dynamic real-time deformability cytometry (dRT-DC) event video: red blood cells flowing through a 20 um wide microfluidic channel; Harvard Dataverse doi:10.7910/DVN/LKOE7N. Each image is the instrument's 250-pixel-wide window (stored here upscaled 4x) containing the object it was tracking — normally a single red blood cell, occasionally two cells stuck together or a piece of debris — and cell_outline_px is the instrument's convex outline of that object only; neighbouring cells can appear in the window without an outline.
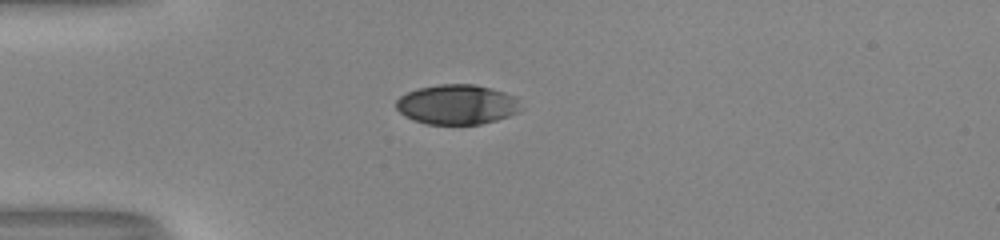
{"species": "human", "species_latin": "Homo sapiens", "temperature_condition": "room temperature", "stored_images_in_passage": 39, "camera_frame_rate_fps": 3000, "um_per_image_px": 0.085, "donor": {"sex": "male"}, "frame": {"image": 1, "passage_image": 1, "time_ms": 0.0, "image_size_px": [1000, 240], "cell_outline_px": [[524, 108], [520, 112], [496, 120], [480, 124], [428, 124], [412, 120], [404, 116], [396, 108], [396, 100], [400, 96], [416, 88], [440, 84], [472, 84], [492, 88], [516, 96]], "centroid_in_image_um": [38.87, 8.88], "position_along_channel_um": 46.1, "area_um2": 29.3}}
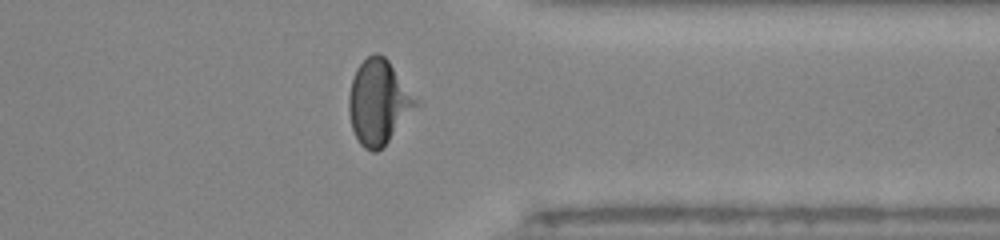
{"frame": {"image": 2, "passage_image": 28, "time_ms": 9.0, "image_size_px": [1000, 240], "cell_outline_px": [[416, 104], [388, 140], [376, 152], [372, 152], [364, 148], [360, 144], [352, 128], [348, 112], [348, 96], [352, 80], [356, 68], [368, 56], [376, 52], [384, 56], [388, 60], [416, 100]], "centroid_in_image_um": [32.09, 8.66], "position_along_channel_um": 379.3, "area_um2": 31.79}}
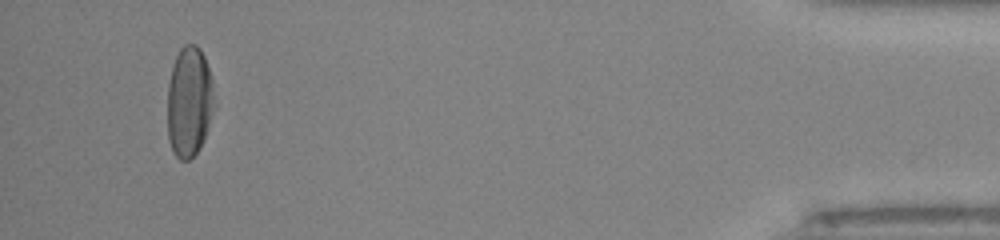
{"frame": {"image": 3, "passage_image": 36, "time_ms": 11.667, "image_size_px": [1000, 240], "cell_outline_px": [[216, 104], [204, 140], [200, 148], [188, 160], [180, 160], [172, 152], [168, 140], [168, 84], [172, 64], [180, 48], [184, 44], [196, 44], [200, 48], [204, 56], [212, 80]], "centroid_in_image_um": [16.09, 8.65], "position_along_channel_um": 419.1, "area_um2": 30.63}, "authors_computed_cell_mechanics": {"area_um2": 30.9808, "velocity_mm_per_s": 4.022, "shape_relaxation_time_tau1_ms": 3.5407, "shape_relaxation_time_tau2_ms": null, "deformation_change_tau1": 0.1918, "deformation_change_tau2": null}}